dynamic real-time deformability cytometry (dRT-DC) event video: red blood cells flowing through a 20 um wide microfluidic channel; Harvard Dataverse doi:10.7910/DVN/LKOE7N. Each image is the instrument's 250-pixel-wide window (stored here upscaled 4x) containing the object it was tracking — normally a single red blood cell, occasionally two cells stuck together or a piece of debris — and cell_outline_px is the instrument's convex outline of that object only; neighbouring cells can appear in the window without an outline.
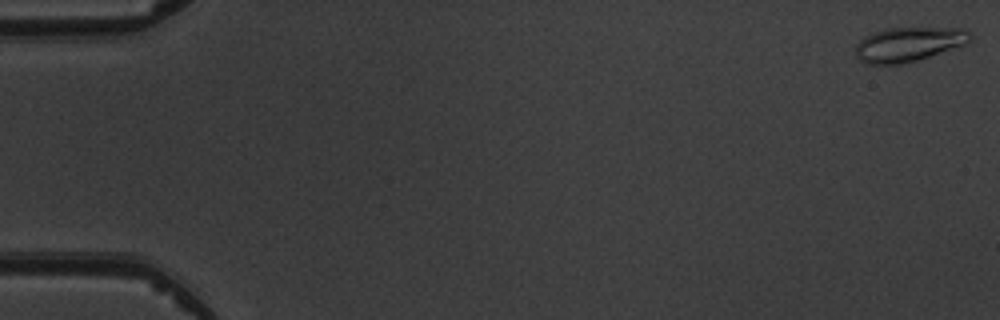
{"species": "common noctule bat (a hibernating species)", "species_latin": "Nyctalus noctula", "temperature_condition": "warm", "stored_images_in_passage": 5, "camera_frame_rate_fps": 3000, "um_per_image_px": 0.085, "animal": {"sex": "male", "body_mass_g": 19.5, "forearm_length_mm": 54.6}, "frame": {"image": 1, "passage_image": 1, "time_ms": 0.0, "image_size_px": [1000, 320], "cell_outline_px": [[972, 40], [968, 44], [916, 60], [900, 64], [864, 64], [856, 56], [856, 44], [864, 36], [872, 32], [888, 28], [964, 28], [972, 36]], "centroid_in_image_um": [77.23, 3.76], "position_along_channel_um": 7.8, "area_um2": 23.06}}